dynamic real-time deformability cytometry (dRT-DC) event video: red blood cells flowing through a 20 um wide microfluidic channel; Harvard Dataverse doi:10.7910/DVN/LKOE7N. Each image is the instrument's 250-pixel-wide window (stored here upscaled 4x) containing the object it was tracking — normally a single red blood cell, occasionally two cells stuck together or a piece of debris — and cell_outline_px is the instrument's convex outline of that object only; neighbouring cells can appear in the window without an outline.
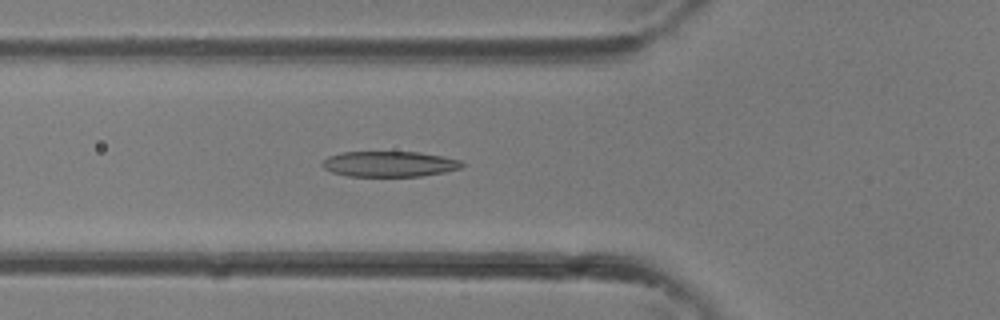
{"species": "common noctule bat (a hibernating species)", "species_latin": "Nyctalus noctula", "temperature_condition": "room temperature", "stored_images_in_passage": 36, "camera_frame_rate_fps": 3000, "um_per_image_px": 0.085, "animal": {"sex": "female"}, "frame": {"image": 1, "passage_image": 13, "time_ms": 4.0, "image_size_px": [1000, 320], "cell_outline_px": [[464, 164], [460, 168], [444, 172], [420, 176], [348, 176], [332, 172], [324, 168], [320, 164], [328, 156], [340, 152], [420, 152], [444, 156], [460, 160]], "centroid_in_image_um": [33.08, 13.93], "position_along_channel_um": 92.7, "area_um2": 20.81}}
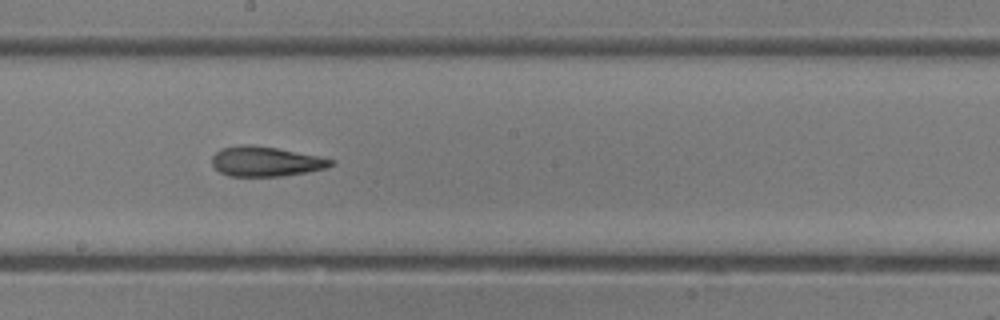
{"frame": {"image": 2, "passage_image": 20, "time_ms": 6.333, "image_size_px": [1000, 320], "cell_outline_px": [[336, 160], [328, 168], [308, 172], [284, 176], [228, 176], [220, 172], [212, 164], [212, 156], [216, 152], [224, 148], [244, 144], [276, 148], [320, 156]], "centroid_in_image_um": [22.63, 13.73], "position_along_channel_um": 225.6, "area_um2": 20.63}}
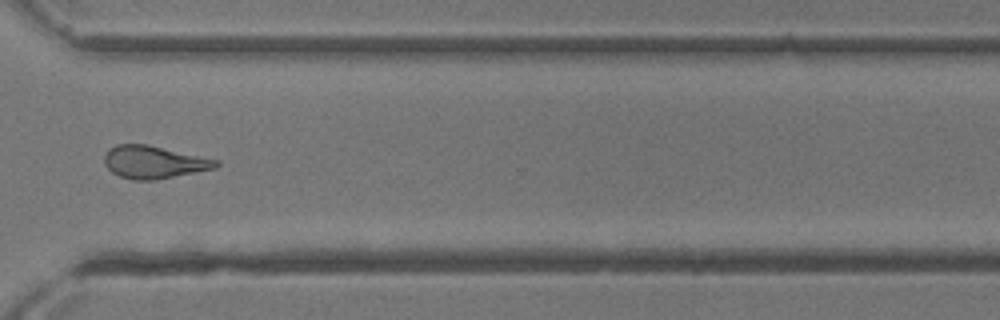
{"frame": {"image": 3, "passage_image": 27, "time_ms": 8.667, "image_size_px": [1000, 320], "cell_outline_px": [[220, 164], [216, 168], [156, 180], [132, 180], [120, 176], [112, 172], [104, 164], [104, 156], [108, 148], [116, 144], [148, 144], [220, 160]], "centroid_in_image_um": [13.08, 13.77], "position_along_channel_um": 357.5, "area_um2": 21.44}}